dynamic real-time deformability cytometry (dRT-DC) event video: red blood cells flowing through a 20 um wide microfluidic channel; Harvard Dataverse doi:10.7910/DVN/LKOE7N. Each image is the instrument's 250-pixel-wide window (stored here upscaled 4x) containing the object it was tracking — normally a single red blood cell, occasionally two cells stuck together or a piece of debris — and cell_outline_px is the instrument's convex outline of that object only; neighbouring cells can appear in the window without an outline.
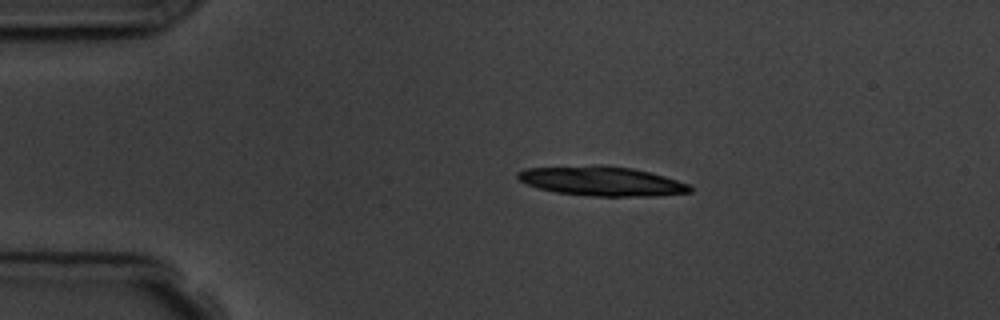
{"species": "common noctule bat (a hibernating species)", "species_latin": "Nyctalus noctula", "temperature_condition": "room temperature", "stored_images_in_passage": 3, "camera_frame_rate_fps": 3000, "um_per_image_px": 0.085, "animal": {"sex": "male", "body_mass_g": 19.5, "forearm_length_mm": 54.6}, "frame": {"image": 1, "passage_image": 2, "time_ms": 2.0, "image_size_px": [1000, 320], "cell_outline_px": [[692, 192], [656, 196], [592, 196], [556, 192], [540, 188], [528, 184], [520, 180], [516, 176], [516, 172], [524, 168], [592, 164], [604, 164], [632, 168], [664, 176], [688, 184], [692, 188]], "centroid_in_image_um": [51.12, 15.38], "position_along_channel_um": 33.9, "area_um2": 29.77}}